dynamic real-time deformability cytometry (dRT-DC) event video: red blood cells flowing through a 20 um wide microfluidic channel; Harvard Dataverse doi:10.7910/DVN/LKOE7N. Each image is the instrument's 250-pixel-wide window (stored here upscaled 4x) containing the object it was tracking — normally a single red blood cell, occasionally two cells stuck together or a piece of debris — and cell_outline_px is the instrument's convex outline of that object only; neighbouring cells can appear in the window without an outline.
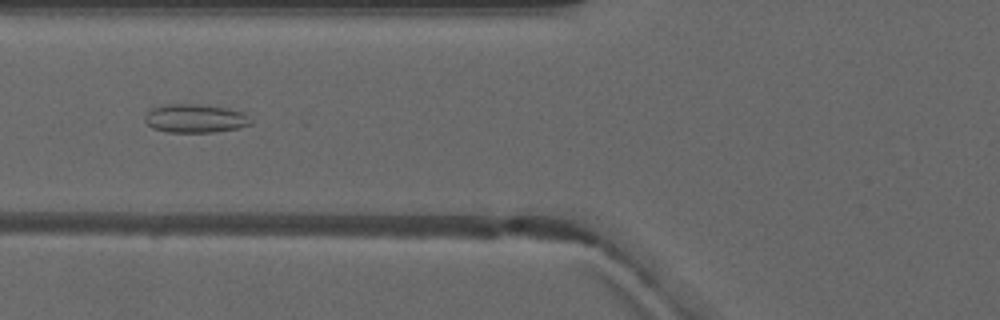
{"species": "common noctule bat (a hibernating species)", "species_latin": "Nyctalus noctula", "temperature_condition": "warm", "stored_images_in_passage": 7, "camera_frame_rate_fps": 3000, "um_per_image_px": 0.085, "animal": {"sex": "male", "forearm_length_mm": 52.5}, "frame": {"image": 1, "passage_image": 5, "time_ms": 6.667, "image_size_px": [1000, 320], "cell_outline_px": [[252, 124], [236, 128], [212, 132], [168, 132], [152, 128], [144, 120], [144, 116], [152, 108], [164, 104], [200, 104], [228, 108], [244, 112], [252, 120]], "centroid_in_image_um": [16.59, 10.06], "position_along_channel_um": 109.2, "area_um2": 17.69}}